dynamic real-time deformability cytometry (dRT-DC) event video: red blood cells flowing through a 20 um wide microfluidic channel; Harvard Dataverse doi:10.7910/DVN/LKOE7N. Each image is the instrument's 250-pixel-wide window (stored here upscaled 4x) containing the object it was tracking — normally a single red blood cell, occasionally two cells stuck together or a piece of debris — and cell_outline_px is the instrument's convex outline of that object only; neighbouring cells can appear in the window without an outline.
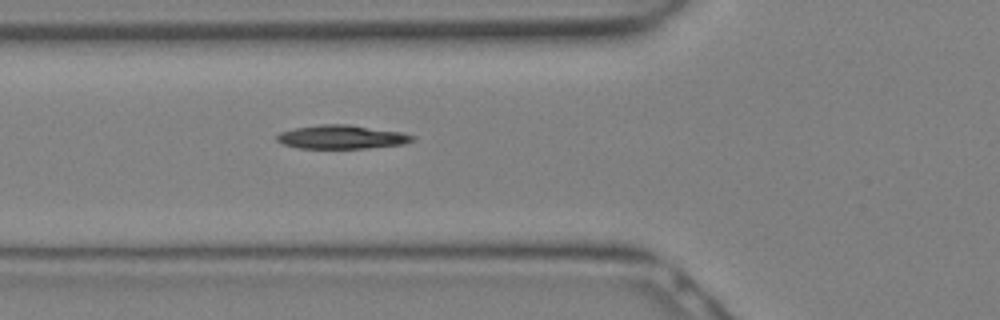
{"species": "Egyptian fruit bat (a non-hibernating species)", "species_latin": "Rousettus aegyptiacus", "temperature_condition": "warm", "stored_images_in_passage": 10, "camera_frame_rate_fps": 3000, "um_per_image_px": 0.085, "animal": {"sex": "female"}, "frame": {"image": 1, "passage_image": 10, "time_ms": 3.0, "image_size_px": [1000, 320], "cell_outline_px": [[416, 140], [404, 144], [368, 148], [300, 148], [284, 144], [276, 140], [276, 136], [280, 132], [292, 128], [320, 124], [348, 124], [400, 132], [416, 136]], "centroid_in_image_um": [29.05, 11.64], "position_along_channel_um": 96.7, "area_um2": 18.79}}